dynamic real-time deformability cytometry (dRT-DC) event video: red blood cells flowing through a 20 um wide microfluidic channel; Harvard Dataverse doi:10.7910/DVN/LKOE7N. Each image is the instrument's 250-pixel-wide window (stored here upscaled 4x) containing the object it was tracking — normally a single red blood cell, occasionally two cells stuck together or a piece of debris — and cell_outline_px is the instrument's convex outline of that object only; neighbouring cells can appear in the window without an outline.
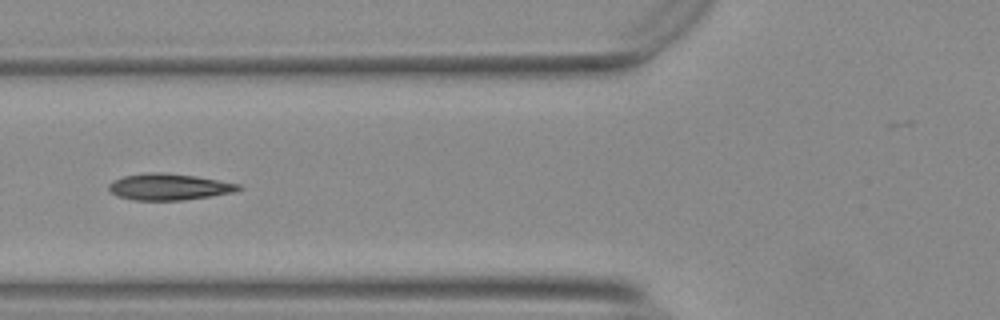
{"species": "Egyptian fruit bat (a non-hibernating species)", "species_latin": "Rousettus aegyptiacus", "temperature_condition": "warm", "stored_images_in_passage": 33, "camera_frame_rate_fps": 3000, "um_per_image_px": 0.085, "animal": {"sex": "female"}, "frame": {"image": 1, "passage_image": 6, "time_ms": 1.667, "image_size_px": [1000, 320], "cell_outline_px": [[244, 188], [232, 192], [212, 196], [180, 200], [132, 200], [116, 196], [108, 188], [108, 184], [112, 180], [124, 176], [144, 172], [160, 172], [196, 176], [240, 184]], "centroid_in_image_um": [14.33, 15.88], "position_along_channel_um": 111.5, "area_um2": 20.06}, "authors_computed_cell_mechanics": {"area_um2": 19.7676, "velocity_mm_per_s": 3.7257, "shape_relaxation_time_tau1_ms": null, "shape_relaxation_time_tau2_ms": 1.7439, "deformation_change_tau1": null, "deformation_change_tau2": 0.0966}}